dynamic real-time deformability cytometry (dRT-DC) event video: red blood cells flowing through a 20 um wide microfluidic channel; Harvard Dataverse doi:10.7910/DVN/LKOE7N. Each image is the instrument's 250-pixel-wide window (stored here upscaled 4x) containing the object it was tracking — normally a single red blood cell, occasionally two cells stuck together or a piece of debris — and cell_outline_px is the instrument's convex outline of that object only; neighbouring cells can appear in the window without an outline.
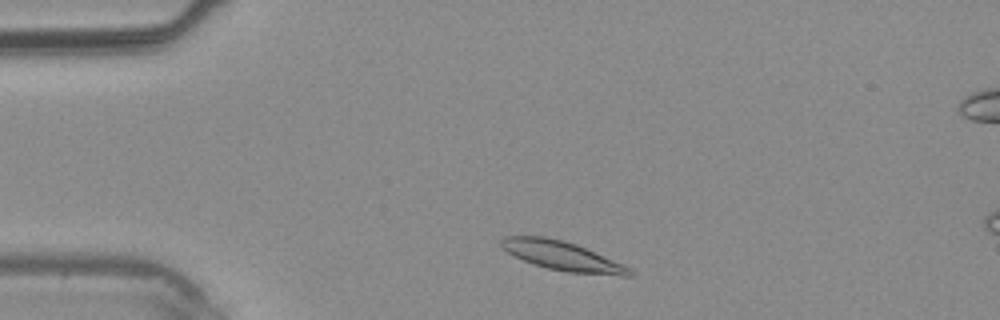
{"species": "common noctule bat (a hibernating species)", "species_latin": "Nyctalus noctula", "temperature_condition": "warm", "stored_images_in_passage": 33, "camera_frame_rate_fps": 3000, "um_per_image_px": 0.085, "animal": {"sex": "male", "body_mass_g": 20.4}, "frame": {"image": 1, "passage_image": 3, "time_ms": 0.667, "image_size_px": [1000, 320], "cell_outline_px": [[636, 276], [620, 276], [568, 272], [548, 268], [532, 264], [508, 252], [500, 244], [500, 240], [504, 236], [544, 236], [576, 244], [624, 264]], "centroid_in_image_um": [47.82, 21.76], "position_along_channel_um": 37.2, "area_um2": 21.62}}
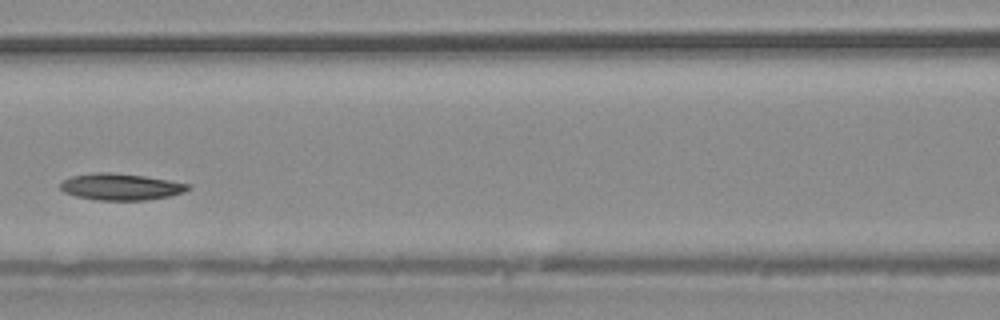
{"frame": {"image": 2, "passage_image": 12, "time_ms": 3.667, "image_size_px": [1000, 320], "cell_outline_px": [[192, 188], [184, 192], [168, 196], [148, 200], [96, 200], [76, 196], [64, 192], [60, 188], [60, 184], [64, 180], [72, 176], [96, 172], [108, 172], [144, 176], [192, 184]], "centroid_in_image_um": [10.29, 15.88], "position_along_channel_um": 156.3, "area_um2": 19.77}}
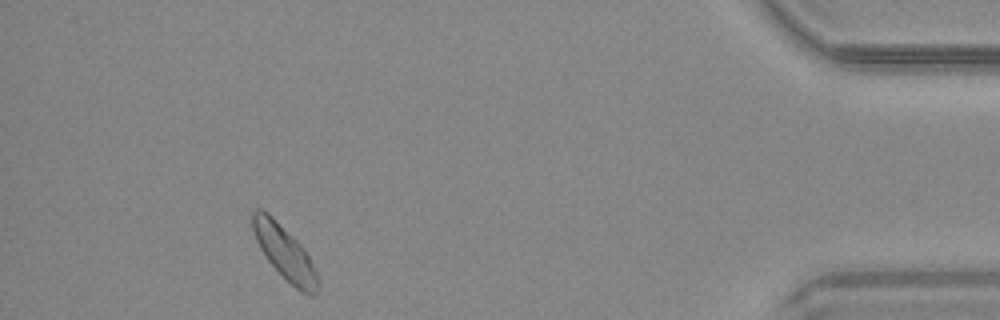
{"frame": {"image": 3, "passage_image": 30, "time_ms": 9.667, "image_size_px": [1000, 320], "cell_outline_px": [[320, 284], [316, 296], [308, 296], [300, 292], [268, 260], [260, 248], [256, 240], [252, 228], [252, 212], [256, 208], [260, 208], [268, 212], [304, 248], [316, 268]], "centroid_in_image_um": [24.24, 21.49], "position_along_channel_um": 411.0, "area_um2": 20.4}}